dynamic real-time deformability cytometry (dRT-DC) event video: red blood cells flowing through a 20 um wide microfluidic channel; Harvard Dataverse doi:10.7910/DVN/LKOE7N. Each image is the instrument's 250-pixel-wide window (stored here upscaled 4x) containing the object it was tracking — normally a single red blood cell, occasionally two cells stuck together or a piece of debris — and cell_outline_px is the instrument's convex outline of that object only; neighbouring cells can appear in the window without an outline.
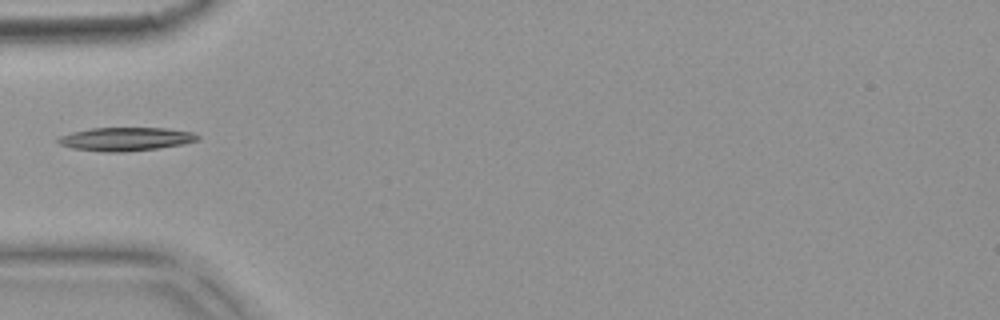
{"species": "common noctule bat (a hibernating species)", "species_latin": "Nyctalus noctula", "temperature_condition": "warm", "stored_images_in_passage": 4, "camera_frame_rate_fps": 3000, "um_per_image_px": 0.085, "animal": {"sex": "female", "body_mass_g": 18.4}, "frame": {"image": 1, "passage_image": 3, "time_ms": 0.667, "image_size_px": [1000, 320], "cell_outline_px": [[200, 140], [184, 144], [156, 148], [124, 152], [104, 152], [72, 148], [60, 144], [56, 140], [60, 136], [72, 132], [92, 128], [164, 128], [196, 132], [200, 136]], "centroid_in_image_um": [10.73, 11.82], "position_along_channel_um": 74.3, "area_um2": 19.13}}